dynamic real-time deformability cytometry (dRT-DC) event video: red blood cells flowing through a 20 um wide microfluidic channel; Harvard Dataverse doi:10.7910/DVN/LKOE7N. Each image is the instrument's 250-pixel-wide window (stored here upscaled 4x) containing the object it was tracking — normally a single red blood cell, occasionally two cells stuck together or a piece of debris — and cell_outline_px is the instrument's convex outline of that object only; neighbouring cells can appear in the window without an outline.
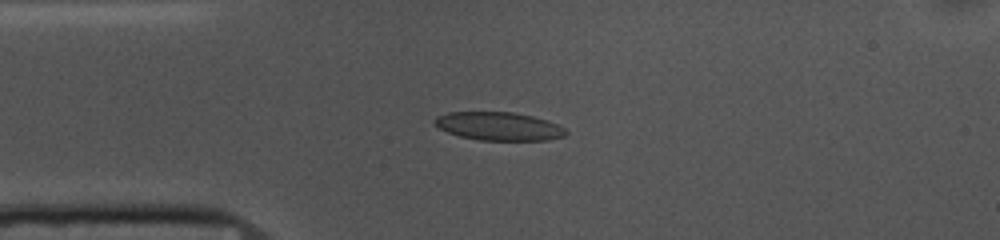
{"species": "common noctule bat (a hibernating species)", "species_latin": "Nyctalus noctula", "temperature_condition": "cold", "stored_images_in_passage": 42, "camera_frame_rate_fps": 3000, "um_per_image_px": 0.085, "animal": {"sex": "female", "body_mass_g": 10.0, "forearm_length_mm": 53.1}, "frame": {"image": 1, "passage_image": 1, "time_ms": 0.0, "image_size_px": [1000, 240], "cell_outline_px": [[568, 132], [564, 136], [548, 140], [480, 140], [460, 136], [448, 132], [432, 124], [432, 120], [436, 116], [448, 112], [516, 112], [548, 120], [564, 128]], "centroid_in_image_um": [42.37, 10.72], "position_along_channel_um": 42.6, "area_um2": 21.73}}
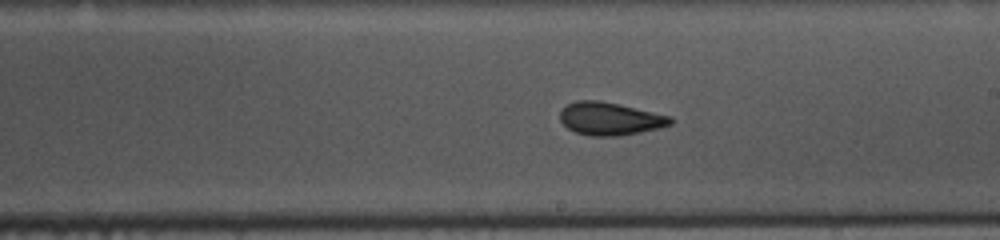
{"frame": {"image": 2, "passage_image": 18, "time_ms": 5.667, "image_size_px": [1000, 240], "cell_outline_px": [[672, 124], [660, 128], [620, 136], [588, 136], [576, 132], [568, 128], [560, 120], [560, 108], [576, 100], [600, 100], [620, 104], [672, 116]], "centroid_in_image_um": [51.85, 10.08], "position_along_channel_um": 237.2, "area_um2": 21.39}}
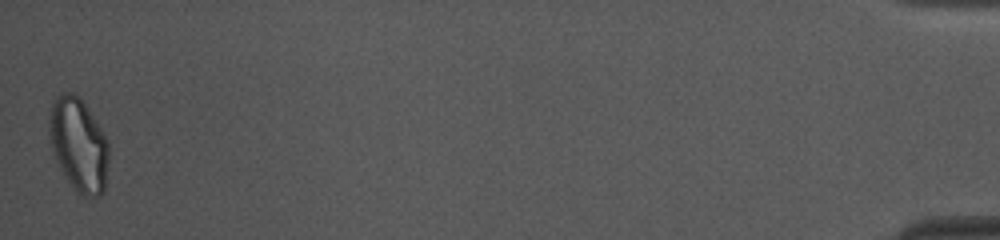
{"frame": {"image": 3, "passage_image": 42, "time_ms": 13.667, "image_size_px": [1000, 240], "cell_outline_px": [[108, 160], [104, 188], [100, 196], [80, 196], [76, 192], [60, 168], [52, 148], [48, 128], [48, 116], [52, 100], [56, 96], [64, 92], [76, 92], [80, 96], [108, 140]], "centroid_in_image_um": [6.66, 12.25], "position_along_channel_um": 428.5, "area_um2": 32.48}, "authors_computed_cell_mechanics": {"area_um2": 21.4149, "velocity_mm_per_s": 3.6561, "shape_relaxation_time_tau1_ms": 4.1149, "shape_relaxation_time_tau2_ms": 1.7562, "deformation_change_tau1": 0.1164, "deformation_change_tau2": 0.062}}